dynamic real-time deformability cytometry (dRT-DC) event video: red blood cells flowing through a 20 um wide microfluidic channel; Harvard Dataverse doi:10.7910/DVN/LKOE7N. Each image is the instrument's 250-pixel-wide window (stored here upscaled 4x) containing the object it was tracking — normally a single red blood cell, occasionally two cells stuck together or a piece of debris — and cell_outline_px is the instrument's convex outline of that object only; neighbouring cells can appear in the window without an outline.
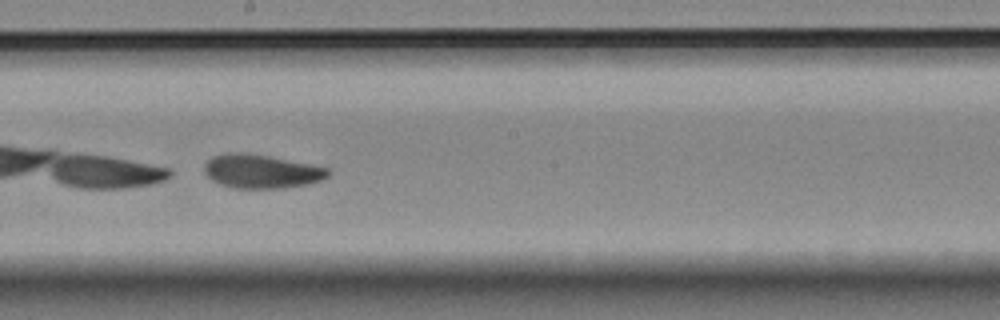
{"species": "Egyptian fruit bat (a non-hibernating species)", "species_latin": "Rousettus aegyptiacus", "temperature_condition": "room temperature", "stored_images_in_passage": 43, "camera_frame_rate_fps": 3000, "um_per_image_px": 0.085, "animal": {"sex": "female"}, "frame": {"image": 1, "passage_image": 19, "time_ms": 6.0, "image_size_px": [1000, 320], "cell_outline_px": [[332, 172], [328, 176], [320, 180], [308, 184], [284, 188], [232, 188], [220, 184], [212, 180], [204, 172], [204, 164], [212, 156], [228, 152], [244, 152], [268, 156], [328, 168]], "centroid_in_image_um": [22.18, 14.56], "position_along_channel_um": 226.0, "area_um2": 24.33}, "authors_computed_cell_mechanics": {"area_um2": 24.9118, "velocity_mm_per_s": 3.4795, "shape_relaxation_time_tau1_ms": 1.6167, "shape_relaxation_time_tau2_ms": 3.5702, "deformation_change_tau1": 0.2763, "deformation_change_tau2": 0.0758}}